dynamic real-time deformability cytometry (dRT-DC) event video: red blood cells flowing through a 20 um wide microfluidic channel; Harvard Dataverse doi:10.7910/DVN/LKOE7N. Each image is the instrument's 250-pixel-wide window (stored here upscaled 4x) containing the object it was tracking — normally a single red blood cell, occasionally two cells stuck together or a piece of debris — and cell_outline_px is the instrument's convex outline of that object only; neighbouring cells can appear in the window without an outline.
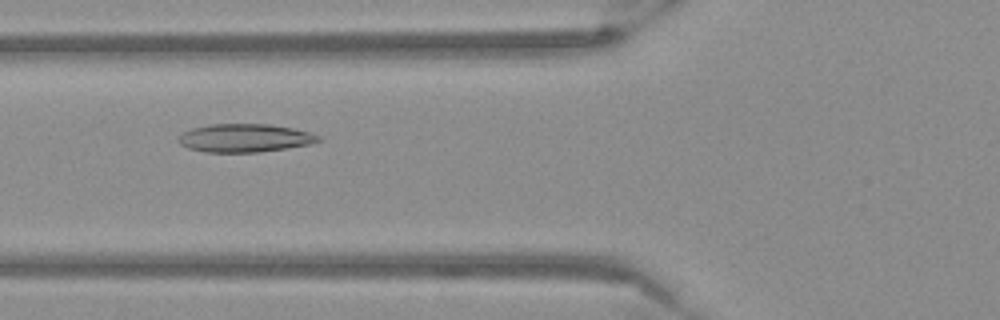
{"species": "Egyptian fruit bat (a non-hibernating species)", "species_latin": "Rousettus aegyptiacus", "temperature_condition": "warm", "stored_images_in_passage": 53, "camera_frame_rate_fps": 3000, "um_per_image_px": 0.085, "frame": {"image": 1, "passage_image": 20, "time_ms": 6.333, "image_size_px": [1000, 320], "cell_outline_px": [[324, 140], [312, 144], [260, 152], [204, 152], [188, 148], [180, 144], [176, 140], [176, 136], [192, 128], [208, 124], [272, 124], [292, 128], [308, 132], [320, 136]], "centroid_in_image_um": [20.79, 11.73], "position_along_channel_um": 105.0, "area_um2": 23.29}}
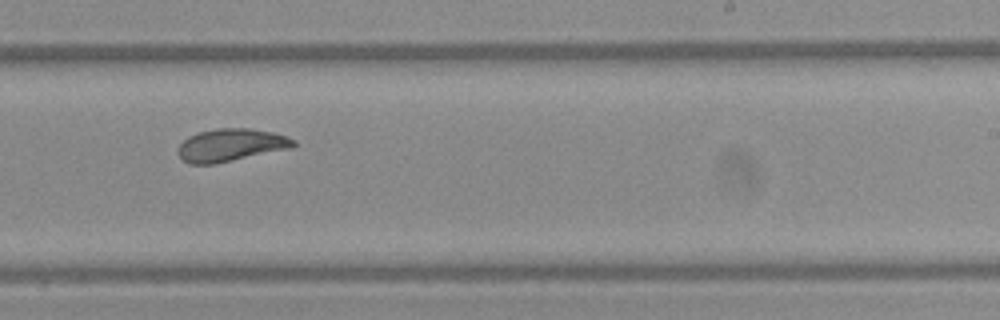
{"frame": {"image": 2, "passage_image": 33, "time_ms": 10.667, "image_size_px": [1000, 320], "cell_outline_px": [[296, 144], [292, 148], [216, 164], [188, 164], [176, 152], [180, 144], [188, 136], [200, 132], [216, 128], [248, 128], [272, 132], [288, 136], [296, 140]], "centroid_in_image_um": [19.64, 12.33], "position_along_channel_um": 269.4, "area_um2": 22.14}}
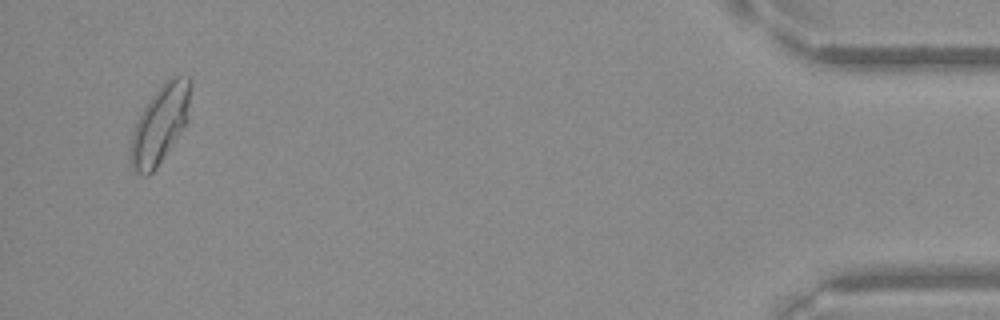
{"frame": {"image": 3, "passage_image": 51, "time_ms": 16.667, "image_size_px": [1000, 320], "cell_outline_px": [[192, 84], [188, 120], [156, 168], [148, 176], [140, 176], [132, 168], [128, 156], [128, 148], [132, 132], [140, 112], [164, 80], [172, 72], [188, 76]], "centroid_in_image_um": [13.59, 10.51], "position_along_channel_um": 421.6, "area_um2": 27.98}}